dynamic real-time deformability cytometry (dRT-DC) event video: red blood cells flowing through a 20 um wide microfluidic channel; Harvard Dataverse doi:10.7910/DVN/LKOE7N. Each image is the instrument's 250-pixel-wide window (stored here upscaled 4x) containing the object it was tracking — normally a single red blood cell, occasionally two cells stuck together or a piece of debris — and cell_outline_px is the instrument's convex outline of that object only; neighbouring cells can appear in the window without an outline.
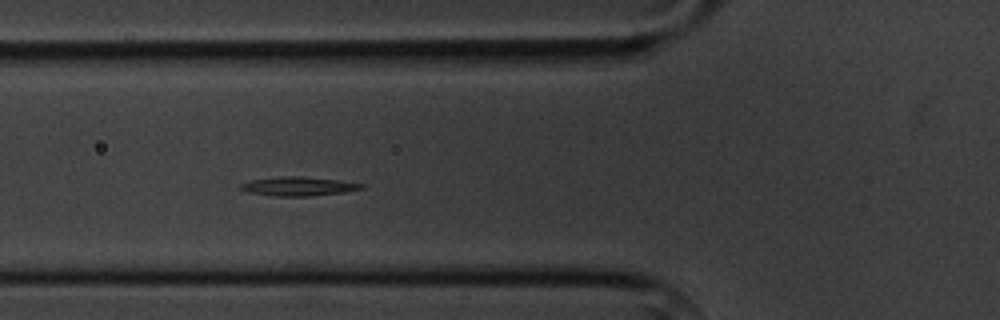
{"species": "common noctule bat (a hibernating species)", "species_latin": "Nyctalus noctula", "temperature_condition": "cold", "stored_images_in_passage": 14, "camera_frame_rate_fps": 3000, "um_per_image_px": 0.085, "animal": {"sex": "male", "body_mass_g": 20.1, "forearm_length_mm": 53.5}, "frame": {"image": 1, "passage_image": 5, "time_ms": 5.667, "image_size_px": [1000, 320], "cell_outline_px": [[364, 188], [344, 192], [308, 196], [276, 196], [248, 192], [240, 188], [240, 184], [252, 180], [276, 176], [300, 176], [340, 180], [364, 184]], "centroid_in_image_um": [25.37, 15.83], "position_along_channel_um": 100.4, "area_um2": 13.29}}
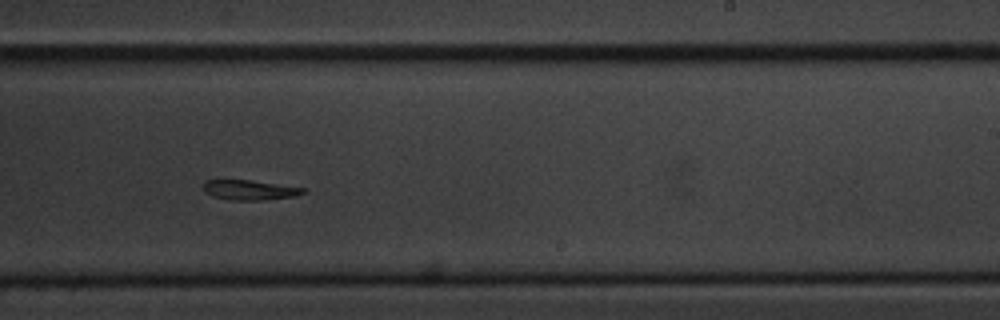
{"frame": {"image": 2, "passage_image": 9, "time_ms": 10.333, "image_size_px": [1000, 320], "cell_outline_px": [[308, 192], [296, 196], [260, 200], [228, 200], [212, 196], [204, 192], [204, 180], [248, 180], [304, 188]], "centroid_in_image_um": [21.21, 16.16], "position_along_channel_um": 267.8, "area_um2": 11.5}}
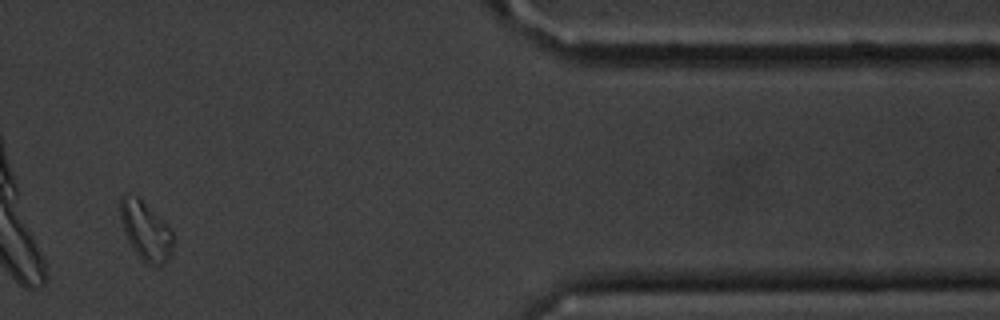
{"frame": {"image": 3, "passage_image": 13, "time_ms": 15.0, "image_size_px": [1000, 320], "cell_outline_px": [[176, 236], [172, 256], [164, 264], [148, 264], [140, 256], [128, 240], [124, 232], [120, 216], [120, 200], [124, 192], [128, 192], [136, 196]], "centroid_in_image_um": [12.4, 19.63], "position_along_channel_um": 399.0, "area_um2": 17.63}}